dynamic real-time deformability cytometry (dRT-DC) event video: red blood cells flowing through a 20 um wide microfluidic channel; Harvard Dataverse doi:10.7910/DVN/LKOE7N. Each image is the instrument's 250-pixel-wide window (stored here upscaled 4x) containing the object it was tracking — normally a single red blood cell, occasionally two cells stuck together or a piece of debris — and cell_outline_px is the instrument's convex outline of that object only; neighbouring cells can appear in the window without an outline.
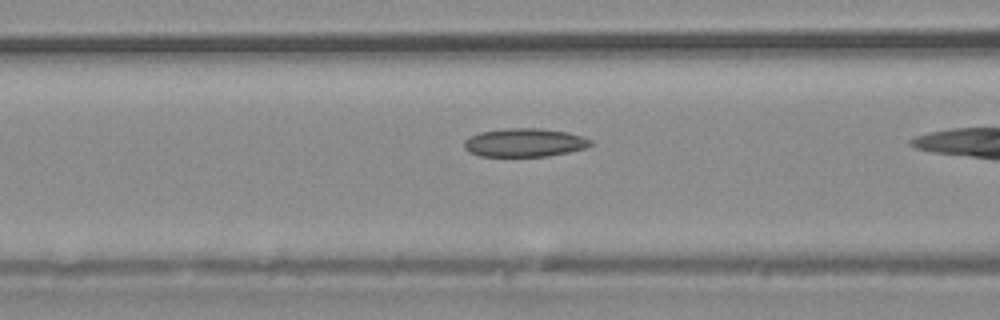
{"species": "common noctule bat (a hibernating species)", "species_latin": "Nyctalus noctula", "temperature_condition": "warm", "stored_images_in_passage": 10, "camera_frame_rate_fps": 3000, "um_per_image_px": 0.085, "animal": {"sex": "male", "body_mass_g": 20.4}, "frame": {"image": 1, "passage_image": 9, "time_ms": 2.667, "image_size_px": [1000, 320], "cell_outline_px": [[596, 144], [588, 148], [548, 156], [480, 156], [468, 152], [464, 148], [464, 140], [480, 132], [504, 128], [540, 128], [568, 132], [584, 136], [592, 140]], "centroid_in_image_um": [44.65, 12.12], "position_along_channel_um": 122.0, "area_um2": 21.27}}